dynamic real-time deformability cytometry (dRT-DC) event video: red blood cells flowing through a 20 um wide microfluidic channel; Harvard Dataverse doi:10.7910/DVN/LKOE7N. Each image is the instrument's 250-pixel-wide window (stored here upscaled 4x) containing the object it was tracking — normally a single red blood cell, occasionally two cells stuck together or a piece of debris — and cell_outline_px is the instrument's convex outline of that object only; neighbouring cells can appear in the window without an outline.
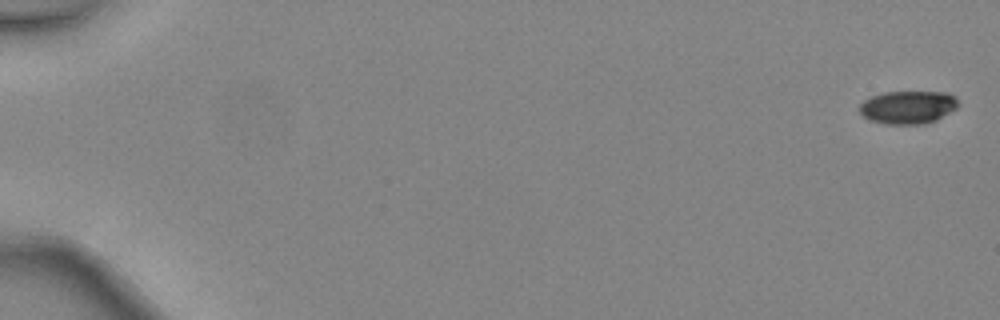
{"species": "common noctule bat (a hibernating species)", "species_latin": "Nyctalus noctula", "temperature_condition": "warm", "stored_images_in_passage": 5, "camera_frame_rate_fps": 3000, "um_per_image_px": 0.085, "animal": {"sex": "female", "body_mass_g": 24.6, "forearm_length_mm": 56.2}, "frame": {"image": 1, "passage_image": 1, "time_ms": 0.0, "image_size_px": [1000, 320], "cell_outline_px": [[960, 104], [956, 108], [936, 120], [924, 124], [884, 124], [868, 120], [860, 112], [860, 104], [864, 100], [872, 96], [884, 92], [948, 92], [956, 96]], "centroid_in_image_um": [77.19, 9.11], "position_along_channel_um": 7.8, "area_um2": 19.13}}
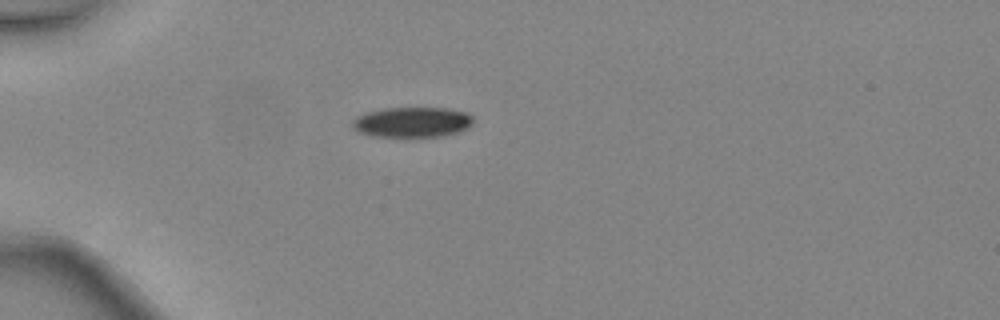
{"frame": {"image": 2, "passage_image": 5, "time_ms": 1.333, "image_size_px": [1000, 320], "cell_outline_px": [[472, 124], [468, 128], [460, 132], [444, 136], [372, 136], [356, 132], [352, 128], [352, 120], [356, 116], [368, 112], [384, 108], [448, 108], [464, 112], [472, 116]], "centroid_in_image_um": [35.01, 10.39], "position_along_channel_um": 50.0, "area_um2": 21.39}}